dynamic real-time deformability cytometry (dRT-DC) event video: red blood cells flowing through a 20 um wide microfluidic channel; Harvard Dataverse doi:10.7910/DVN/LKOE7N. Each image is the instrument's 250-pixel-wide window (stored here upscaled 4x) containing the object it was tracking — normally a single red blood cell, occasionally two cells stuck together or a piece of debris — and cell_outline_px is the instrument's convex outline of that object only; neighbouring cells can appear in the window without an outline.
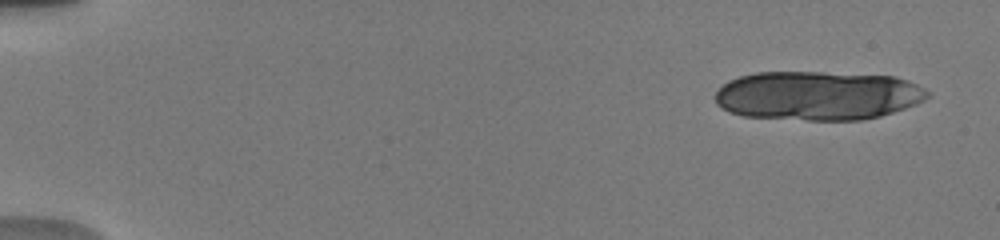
{"species": "human", "species_latin": "Homo sapiens", "temperature_condition": "warm", "stored_images_in_passage": 14, "camera_frame_rate_fps": 3000, "um_per_image_px": 0.085, "donor": {"sex": "male"}, "frame": {"image": 1, "passage_image": 1, "time_ms": 0.0, "image_size_px": [1000, 240], "cell_outline_px": [[928, 96], [924, 100], [916, 104], [880, 116], [860, 120], [808, 120], [744, 116], [728, 112], [716, 104], [716, 92], [724, 84], [740, 76], [756, 72], [820, 72], [892, 76], [916, 84], [924, 88], [928, 92]], "centroid_in_image_um": [69.48, 8.13], "position_along_channel_um": 15.5, "area_um2": 60.46}}
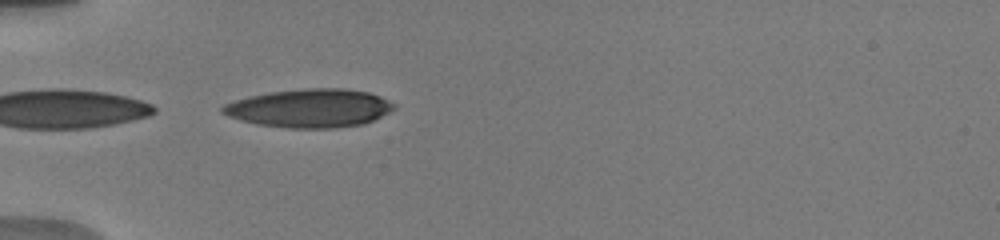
{"frame": {"image": 2, "passage_image": 12, "time_ms": 5.0, "image_size_px": [1000, 240], "cell_outline_px": [[396, 108], [364, 124], [336, 128], [284, 128], [256, 124], [240, 120], [228, 116], [220, 112], [220, 108], [224, 104], [236, 100], [268, 92], [308, 88], [344, 88], [368, 92], [380, 96], [396, 104]], "centroid_in_image_um": [26.32, 9.2], "position_along_channel_um": 58.7, "area_um2": 38.49}}